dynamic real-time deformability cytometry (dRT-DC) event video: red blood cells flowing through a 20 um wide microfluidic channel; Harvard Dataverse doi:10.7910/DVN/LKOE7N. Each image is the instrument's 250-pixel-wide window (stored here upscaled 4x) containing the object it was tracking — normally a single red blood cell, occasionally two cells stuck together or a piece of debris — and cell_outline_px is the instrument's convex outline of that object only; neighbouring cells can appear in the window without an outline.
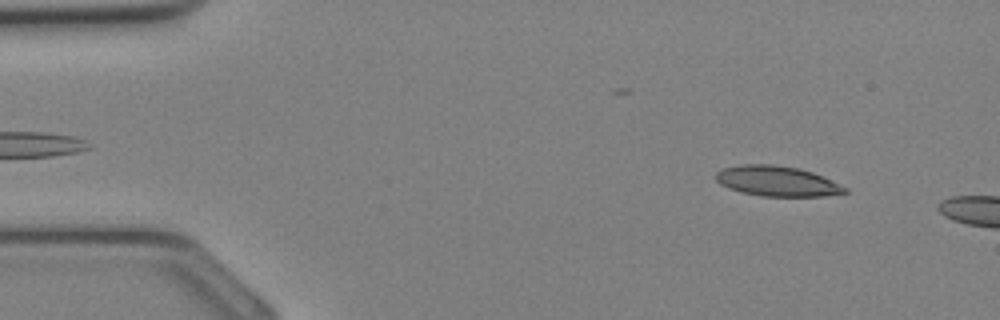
{"species": "Egyptian fruit bat (a non-hibernating species)", "species_latin": "Rousettus aegyptiacus", "temperature_condition": "cold", "stored_images_in_passage": 6, "camera_frame_rate_fps": 3000, "um_per_image_px": 0.085, "animal": {"sex": "female"}, "frame": {"image": 1, "passage_image": 3, "time_ms": 0.667, "image_size_px": [1000, 320], "cell_outline_px": [[848, 192], [824, 196], [760, 196], [740, 192], [728, 188], [720, 184], [716, 180], [716, 172], [720, 168], [740, 164], [772, 164], [800, 168], [812, 172], [848, 188]], "centroid_in_image_um": [66.0, 15.39], "position_along_channel_um": 19.0, "area_um2": 22.83}}